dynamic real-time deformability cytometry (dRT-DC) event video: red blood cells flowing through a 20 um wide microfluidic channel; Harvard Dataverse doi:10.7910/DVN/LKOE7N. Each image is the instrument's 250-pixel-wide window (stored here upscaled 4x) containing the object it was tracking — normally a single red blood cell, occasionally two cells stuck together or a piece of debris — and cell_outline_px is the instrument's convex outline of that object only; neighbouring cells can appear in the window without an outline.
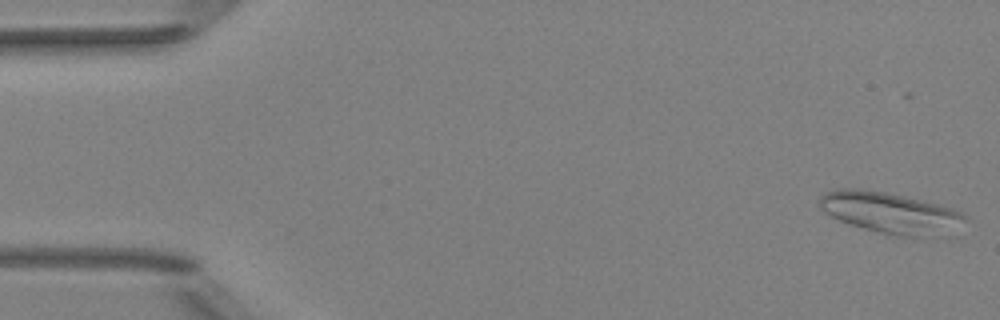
{"species": "Egyptian fruit bat (a non-hibernating species)", "species_latin": "Rousettus aegyptiacus", "temperature_condition": "room temperature", "stored_images_in_passage": 50, "camera_frame_rate_fps": 3000, "um_per_image_px": 0.085, "animal": {"sex": "female"}, "frame": {"image": 1, "passage_image": 1, "time_ms": 0.0, "image_size_px": [1000, 320], "cell_outline_px": [[968, 220], [956, 236], [896, 236], [864, 228], [840, 220], [824, 212], [820, 208], [820, 196], [824, 192], [836, 188], [860, 188], [884, 192], [904, 196], [952, 208], [960, 212]], "centroid_in_image_um": [75.78, 18.11], "position_along_channel_um": 9.2, "area_um2": 35.26}}
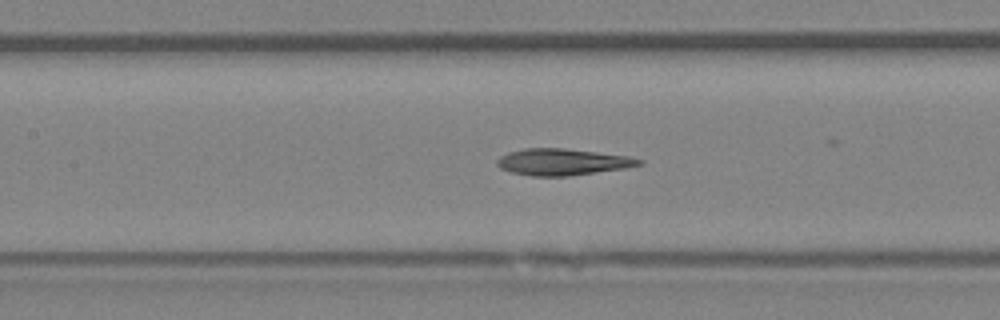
{"frame": {"image": 2, "passage_image": 22, "time_ms": 7.0, "image_size_px": [1000, 320], "cell_outline_px": [[644, 160], [640, 164], [624, 168], [568, 176], [532, 176], [512, 172], [500, 168], [496, 164], [496, 160], [500, 156], [508, 152], [524, 148], [564, 148], [628, 156]], "centroid_in_image_um": [47.76, 13.76], "position_along_channel_um": 159.6, "area_um2": 21.79}}
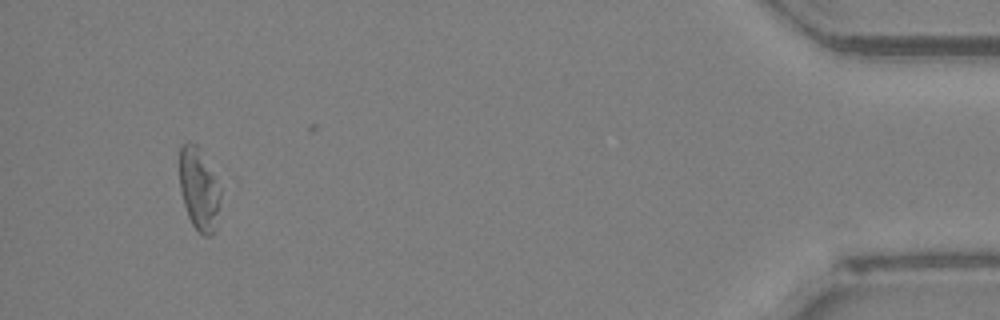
{"frame": {"image": 3, "passage_image": 47, "time_ms": 15.333, "image_size_px": [1000, 320], "cell_outline_px": [[220, 196], [216, 232], [208, 236], [204, 236], [192, 224], [188, 216], [184, 204], [180, 188], [180, 148], [188, 140], [196, 144], [220, 188]], "centroid_in_image_um": [16.91, 16.12], "position_along_channel_um": 418.3, "area_um2": 19.25}, "authors_computed_cell_mechanics": {"area_um2": 21.9929, "velocity_mm_per_s": 4.004, "shape_relaxation_time_tau1_ms": 7.8274, "shape_relaxation_time_tau2_ms": 3.6841, "deformation_change_tau1": 0.2175, "deformation_change_tau2": 0.1357}}